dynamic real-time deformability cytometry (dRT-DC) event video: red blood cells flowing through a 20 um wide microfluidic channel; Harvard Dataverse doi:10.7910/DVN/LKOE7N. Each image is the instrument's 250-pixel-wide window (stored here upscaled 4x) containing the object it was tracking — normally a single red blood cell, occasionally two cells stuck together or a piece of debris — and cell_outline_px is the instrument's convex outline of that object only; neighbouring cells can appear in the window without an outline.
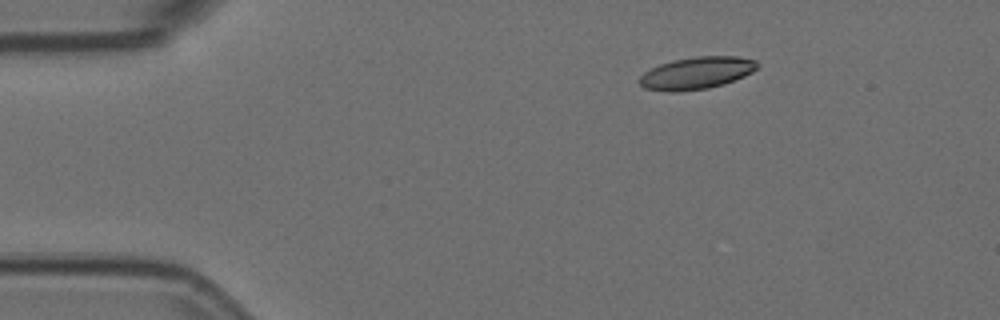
{"species": "Egyptian fruit bat (a non-hibernating species)", "species_latin": "Rousettus aegyptiacus", "temperature_condition": "room temperature", "stored_images_in_passage": 3, "camera_frame_rate_fps": 3000, "um_per_image_px": 0.085, "animal": {"sex": "female"}, "frame": {"image": 1, "passage_image": 1, "time_ms": 0.0, "image_size_px": [1000, 320], "cell_outline_px": [[756, 68], [752, 72], [744, 76], [724, 84], [708, 88], [680, 92], [668, 92], [644, 88], [640, 84], [640, 76], [644, 72], [660, 64], [672, 60], [696, 56], [736, 56], [756, 60]], "centroid_in_image_um": [59.19, 6.21], "position_along_channel_um": 25.8, "area_um2": 22.08}}